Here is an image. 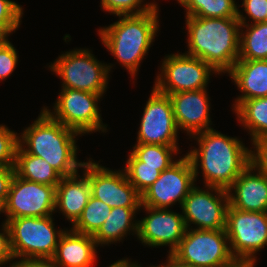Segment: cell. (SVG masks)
<instances>
[{
    "instance_id": "4316f807",
    "label": "cell",
    "mask_w": 267,
    "mask_h": 267,
    "mask_svg": "<svg viewBox=\"0 0 267 267\" xmlns=\"http://www.w3.org/2000/svg\"><path fill=\"white\" fill-rule=\"evenodd\" d=\"M179 148L168 145L135 144L131 153L142 161V166H160L162 172L178 160L174 157L180 154Z\"/></svg>"
},
{
    "instance_id": "44dd1931",
    "label": "cell",
    "mask_w": 267,
    "mask_h": 267,
    "mask_svg": "<svg viewBox=\"0 0 267 267\" xmlns=\"http://www.w3.org/2000/svg\"><path fill=\"white\" fill-rule=\"evenodd\" d=\"M227 74L241 92L232 110L244 100L267 97V60H238Z\"/></svg>"
},
{
    "instance_id": "836d02e7",
    "label": "cell",
    "mask_w": 267,
    "mask_h": 267,
    "mask_svg": "<svg viewBox=\"0 0 267 267\" xmlns=\"http://www.w3.org/2000/svg\"><path fill=\"white\" fill-rule=\"evenodd\" d=\"M8 39L0 38V81L11 76L19 61L17 49Z\"/></svg>"
},
{
    "instance_id": "74e56055",
    "label": "cell",
    "mask_w": 267,
    "mask_h": 267,
    "mask_svg": "<svg viewBox=\"0 0 267 267\" xmlns=\"http://www.w3.org/2000/svg\"><path fill=\"white\" fill-rule=\"evenodd\" d=\"M13 267H56L51 260L39 259H14Z\"/></svg>"
},
{
    "instance_id": "d4e9b609",
    "label": "cell",
    "mask_w": 267,
    "mask_h": 267,
    "mask_svg": "<svg viewBox=\"0 0 267 267\" xmlns=\"http://www.w3.org/2000/svg\"><path fill=\"white\" fill-rule=\"evenodd\" d=\"M238 60H267V23L241 24Z\"/></svg>"
},
{
    "instance_id": "30bf717a",
    "label": "cell",
    "mask_w": 267,
    "mask_h": 267,
    "mask_svg": "<svg viewBox=\"0 0 267 267\" xmlns=\"http://www.w3.org/2000/svg\"><path fill=\"white\" fill-rule=\"evenodd\" d=\"M225 231L236 260L257 261V253L267 246V212H246L229 205Z\"/></svg>"
},
{
    "instance_id": "3957f363",
    "label": "cell",
    "mask_w": 267,
    "mask_h": 267,
    "mask_svg": "<svg viewBox=\"0 0 267 267\" xmlns=\"http://www.w3.org/2000/svg\"><path fill=\"white\" fill-rule=\"evenodd\" d=\"M119 20L98 29V36L108 52L135 78L141 62L160 31L159 7L139 15H119Z\"/></svg>"
},
{
    "instance_id": "2e32d148",
    "label": "cell",
    "mask_w": 267,
    "mask_h": 267,
    "mask_svg": "<svg viewBox=\"0 0 267 267\" xmlns=\"http://www.w3.org/2000/svg\"><path fill=\"white\" fill-rule=\"evenodd\" d=\"M142 209L146 212V216L138 220L137 240L151 248L169 246L167 252L171 254L179 246L187 229L182 213L179 214L169 208L142 205L139 212Z\"/></svg>"
},
{
    "instance_id": "8992f818",
    "label": "cell",
    "mask_w": 267,
    "mask_h": 267,
    "mask_svg": "<svg viewBox=\"0 0 267 267\" xmlns=\"http://www.w3.org/2000/svg\"><path fill=\"white\" fill-rule=\"evenodd\" d=\"M53 215L8 220L14 259L51 260L65 228H55Z\"/></svg>"
},
{
    "instance_id": "4dcf8cb0",
    "label": "cell",
    "mask_w": 267,
    "mask_h": 267,
    "mask_svg": "<svg viewBox=\"0 0 267 267\" xmlns=\"http://www.w3.org/2000/svg\"><path fill=\"white\" fill-rule=\"evenodd\" d=\"M145 0H102L101 8L110 15H139L151 10L158 3Z\"/></svg>"
},
{
    "instance_id": "b9f144b4",
    "label": "cell",
    "mask_w": 267,
    "mask_h": 267,
    "mask_svg": "<svg viewBox=\"0 0 267 267\" xmlns=\"http://www.w3.org/2000/svg\"><path fill=\"white\" fill-rule=\"evenodd\" d=\"M1 212L6 215V219L2 222V224H7L8 219H7V214H6V199H0V214Z\"/></svg>"
},
{
    "instance_id": "9a60e30c",
    "label": "cell",
    "mask_w": 267,
    "mask_h": 267,
    "mask_svg": "<svg viewBox=\"0 0 267 267\" xmlns=\"http://www.w3.org/2000/svg\"><path fill=\"white\" fill-rule=\"evenodd\" d=\"M55 197V186L31 182L15 173L6 199L7 219L53 215Z\"/></svg>"
},
{
    "instance_id": "ba28073f",
    "label": "cell",
    "mask_w": 267,
    "mask_h": 267,
    "mask_svg": "<svg viewBox=\"0 0 267 267\" xmlns=\"http://www.w3.org/2000/svg\"><path fill=\"white\" fill-rule=\"evenodd\" d=\"M171 254L194 267H227L236 261L225 229L198 230L191 226Z\"/></svg>"
},
{
    "instance_id": "f546056e",
    "label": "cell",
    "mask_w": 267,
    "mask_h": 267,
    "mask_svg": "<svg viewBox=\"0 0 267 267\" xmlns=\"http://www.w3.org/2000/svg\"><path fill=\"white\" fill-rule=\"evenodd\" d=\"M23 6L12 0H0V38H9L21 25Z\"/></svg>"
},
{
    "instance_id": "f35d334b",
    "label": "cell",
    "mask_w": 267,
    "mask_h": 267,
    "mask_svg": "<svg viewBox=\"0 0 267 267\" xmlns=\"http://www.w3.org/2000/svg\"><path fill=\"white\" fill-rule=\"evenodd\" d=\"M167 259L165 263L159 265H151L149 267H194L189 264H185L177 260L172 254H167Z\"/></svg>"
},
{
    "instance_id": "9c48e42d",
    "label": "cell",
    "mask_w": 267,
    "mask_h": 267,
    "mask_svg": "<svg viewBox=\"0 0 267 267\" xmlns=\"http://www.w3.org/2000/svg\"><path fill=\"white\" fill-rule=\"evenodd\" d=\"M162 60L153 87L165 95L207 89L210 77L220 75L208 63L185 53L167 54Z\"/></svg>"
},
{
    "instance_id": "4fadbf2b",
    "label": "cell",
    "mask_w": 267,
    "mask_h": 267,
    "mask_svg": "<svg viewBox=\"0 0 267 267\" xmlns=\"http://www.w3.org/2000/svg\"><path fill=\"white\" fill-rule=\"evenodd\" d=\"M81 170L87 175L91 195L113 207H140L141 195L127 179L123 168L113 170L89 158Z\"/></svg>"
},
{
    "instance_id": "6da1fadb",
    "label": "cell",
    "mask_w": 267,
    "mask_h": 267,
    "mask_svg": "<svg viewBox=\"0 0 267 267\" xmlns=\"http://www.w3.org/2000/svg\"><path fill=\"white\" fill-rule=\"evenodd\" d=\"M189 138L196 139L198 147L191 146L186 155L191 160L195 182L201 168L203 186L227 190L250 164V148L237 137L211 128Z\"/></svg>"
},
{
    "instance_id": "f1b7e54d",
    "label": "cell",
    "mask_w": 267,
    "mask_h": 267,
    "mask_svg": "<svg viewBox=\"0 0 267 267\" xmlns=\"http://www.w3.org/2000/svg\"><path fill=\"white\" fill-rule=\"evenodd\" d=\"M129 182L142 195L160 176V166H142L131 152L123 169Z\"/></svg>"
},
{
    "instance_id": "7402d4cb",
    "label": "cell",
    "mask_w": 267,
    "mask_h": 267,
    "mask_svg": "<svg viewBox=\"0 0 267 267\" xmlns=\"http://www.w3.org/2000/svg\"><path fill=\"white\" fill-rule=\"evenodd\" d=\"M140 207H113L105 222L93 235L97 246H109L121 242L125 237L138 235L136 215Z\"/></svg>"
},
{
    "instance_id": "e0dca14e",
    "label": "cell",
    "mask_w": 267,
    "mask_h": 267,
    "mask_svg": "<svg viewBox=\"0 0 267 267\" xmlns=\"http://www.w3.org/2000/svg\"><path fill=\"white\" fill-rule=\"evenodd\" d=\"M207 90L183 91L168 95L179 131L187 133L190 137L213 127L210 117L211 99Z\"/></svg>"
},
{
    "instance_id": "e575fe53",
    "label": "cell",
    "mask_w": 267,
    "mask_h": 267,
    "mask_svg": "<svg viewBox=\"0 0 267 267\" xmlns=\"http://www.w3.org/2000/svg\"><path fill=\"white\" fill-rule=\"evenodd\" d=\"M251 146L250 164L267 176V136L253 140Z\"/></svg>"
},
{
    "instance_id": "5b68a950",
    "label": "cell",
    "mask_w": 267,
    "mask_h": 267,
    "mask_svg": "<svg viewBox=\"0 0 267 267\" xmlns=\"http://www.w3.org/2000/svg\"><path fill=\"white\" fill-rule=\"evenodd\" d=\"M99 61L89 48L63 52L48 68L62 80L61 89H74L105 95L113 64Z\"/></svg>"
},
{
    "instance_id": "ac0fdd59",
    "label": "cell",
    "mask_w": 267,
    "mask_h": 267,
    "mask_svg": "<svg viewBox=\"0 0 267 267\" xmlns=\"http://www.w3.org/2000/svg\"><path fill=\"white\" fill-rule=\"evenodd\" d=\"M229 205L246 212H267V176L251 164L227 189Z\"/></svg>"
},
{
    "instance_id": "603a6c76",
    "label": "cell",
    "mask_w": 267,
    "mask_h": 267,
    "mask_svg": "<svg viewBox=\"0 0 267 267\" xmlns=\"http://www.w3.org/2000/svg\"><path fill=\"white\" fill-rule=\"evenodd\" d=\"M15 173L25 180L55 187L63 177L46 160L28 154L20 145L16 151Z\"/></svg>"
},
{
    "instance_id": "5bb4252c",
    "label": "cell",
    "mask_w": 267,
    "mask_h": 267,
    "mask_svg": "<svg viewBox=\"0 0 267 267\" xmlns=\"http://www.w3.org/2000/svg\"><path fill=\"white\" fill-rule=\"evenodd\" d=\"M146 101L137 132L136 144H156L179 147L178 133L172 104L168 95L154 87Z\"/></svg>"
},
{
    "instance_id": "d6a6232c",
    "label": "cell",
    "mask_w": 267,
    "mask_h": 267,
    "mask_svg": "<svg viewBox=\"0 0 267 267\" xmlns=\"http://www.w3.org/2000/svg\"><path fill=\"white\" fill-rule=\"evenodd\" d=\"M239 7L240 5H238L237 18L241 24L265 22L267 18V0H243L241 7H243L246 16L243 15V12L241 13Z\"/></svg>"
},
{
    "instance_id": "ab89813d",
    "label": "cell",
    "mask_w": 267,
    "mask_h": 267,
    "mask_svg": "<svg viewBox=\"0 0 267 267\" xmlns=\"http://www.w3.org/2000/svg\"><path fill=\"white\" fill-rule=\"evenodd\" d=\"M108 267H142V266H141V264H139V262L138 263L136 261L132 262L131 259L124 257V258L112 263Z\"/></svg>"
},
{
    "instance_id": "ffe728a7",
    "label": "cell",
    "mask_w": 267,
    "mask_h": 267,
    "mask_svg": "<svg viewBox=\"0 0 267 267\" xmlns=\"http://www.w3.org/2000/svg\"><path fill=\"white\" fill-rule=\"evenodd\" d=\"M82 173V176L78 172L64 176L56 186L54 213H62L72 225L81 216L91 197L88 177L84 172Z\"/></svg>"
},
{
    "instance_id": "d590c367",
    "label": "cell",
    "mask_w": 267,
    "mask_h": 267,
    "mask_svg": "<svg viewBox=\"0 0 267 267\" xmlns=\"http://www.w3.org/2000/svg\"><path fill=\"white\" fill-rule=\"evenodd\" d=\"M0 231V267H5L9 262V266L12 265L14 260L11 244H10V233L7 224L1 225ZM4 265V266H3Z\"/></svg>"
},
{
    "instance_id": "60d3db41",
    "label": "cell",
    "mask_w": 267,
    "mask_h": 267,
    "mask_svg": "<svg viewBox=\"0 0 267 267\" xmlns=\"http://www.w3.org/2000/svg\"><path fill=\"white\" fill-rule=\"evenodd\" d=\"M256 263V261L236 260L233 264L227 267H256Z\"/></svg>"
},
{
    "instance_id": "d6986e66",
    "label": "cell",
    "mask_w": 267,
    "mask_h": 267,
    "mask_svg": "<svg viewBox=\"0 0 267 267\" xmlns=\"http://www.w3.org/2000/svg\"><path fill=\"white\" fill-rule=\"evenodd\" d=\"M97 247L92 235L66 228L51 262L56 267H93L97 258Z\"/></svg>"
},
{
    "instance_id": "484cf974",
    "label": "cell",
    "mask_w": 267,
    "mask_h": 267,
    "mask_svg": "<svg viewBox=\"0 0 267 267\" xmlns=\"http://www.w3.org/2000/svg\"><path fill=\"white\" fill-rule=\"evenodd\" d=\"M236 0H177L186 16L200 18H237Z\"/></svg>"
},
{
    "instance_id": "7c38bea8",
    "label": "cell",
    "mask_w": 267,
    "mask_h": 267,
    "mask_svg": "<svg viewBox=\"0 0 267 267\" xmlns=\"http://www.w3.org/2000/svg\"><path fill=\"white\" fill-rule=\"evenodd\" d=\"M182 157V158H181ZM194 169L187 155L168 169L141 195V205L153 208H172L177 202L180 207L195 185Z\"/></svg>"
},
{
    "instance_id": "cb8c5ba5",
    "label": "cell",
    "mask_w": 267,
    "mask_h": 267,
    "mask_svg": "<svg viewBox=\"0 0 267 267\" xmlns=\"http://www.w3.org/2000/svg\"><path fill=\"white\" fill-rule=\"evenodd\" d=\"M232 111L251 141L267 136V97L244 100Z\"/></svg>"
},
{
    "instance_id": "8fae6325",
    "label": "cell",
    "mask_w": 267,
    "mask_h": 267,
    "mask_svg": "<svg viewBox=\"0 0 267 267\" xmlns=\"http://www.w3.org/2000/svg\"><path fill=\"white\" fill-rule=\"evenodd\" d=\"M204 188L195 184L180 207L186 228L193 224L198 230L225 229L229 206L227 190L206 185Z\"/></svg>"
},
{
    "instance_id": "8d00e7d4",
    "label": "cell",
    "mask_w": 267,
    "mask_h": 267,
    "mask_svg": "<svg viewBox=\"0 0 267 267\" xmlns=\"http://www.w3.org/2000/svg\"><path fill=\"white\" fill-rule=\"evenodd\" d=\"M15 166L0 167V199H7Z\"/></svg>"
},
{
    "instance_id": "83f0119b",
    "label": "cell",
    "mask_w": 267,
    "mask_h": 267,
    "mask_svg": "<svg viewBox=\"0 0 267 267\" xmlns=\"http://www.w3.org/2000/svg\"><path fill=\"white\" fill-rule=\"evenodd\" d=\"M111 209L109 205L91 195L81 216L72 225L71 229L78 233L93 236L105 222Z\"/></svg>"
},
{
    "instance_id": "1f68e13d",
    "label": "cell",
    "mask_w": 267,
    "mask_h": 267,
    "mask_svg": "<svg viewBox=\"0 0 267 267\" xmlns=\"http://www.w3.org/2000/svg\"><path fill=\"white\" fill-rule=\"evenodd\" d=\"M19 134L0 124V167L15 166Z\"/></svg>"
},
{
    "instance_id": "52a82bcc",
    "label": "cell",
    "mask_w": 267,
    "mask_h": 267,
    "mask_svg": "<svg viewBox=\"0 0 267 267\" xmlns=\"http://www.w3.org/2000/svg\"><path fill=\"white\" fill-rule=\"evenodd\" d=\"M60 91L52 110L46 106L42 107L54 120L81 136L86 133L108 132L98 106L103 95L74 89Z\"/></svg>"
},
{
    "instance_id": "277c9868",
    "label": "cell",
    "mask_w": 267,
    "mask_h": 267,
    "mask_svg": "<svg viewBox=\"0 0 267 267\" xmlns=\"http://www.w3.org/2000/svg\"><path fill=\"white\" fill-rule=\"evenodd\" d=\"M21 134V135H20ZM19 134V145L33 156L46 160L63 177L81 169L77 159L78 132L54 120L43 108L35 121Z\"/></svg>"
},
{
    "instance_id": "7a4b0ae2",
    "label": "cell",
    "mask_w": 267,
    "mask_h": 267,
    "mask_svg": "<svg viewBox=\"0 0 267 267\" xmlns=\"http://www.w3.org/2000/svg\"><path fill=\"white\" fill-rule=\"evenodd\" d=\"M185 17V54L200 58L219 74L228 73L239 59V19Z\"/></svg>"
}]
</instances>
